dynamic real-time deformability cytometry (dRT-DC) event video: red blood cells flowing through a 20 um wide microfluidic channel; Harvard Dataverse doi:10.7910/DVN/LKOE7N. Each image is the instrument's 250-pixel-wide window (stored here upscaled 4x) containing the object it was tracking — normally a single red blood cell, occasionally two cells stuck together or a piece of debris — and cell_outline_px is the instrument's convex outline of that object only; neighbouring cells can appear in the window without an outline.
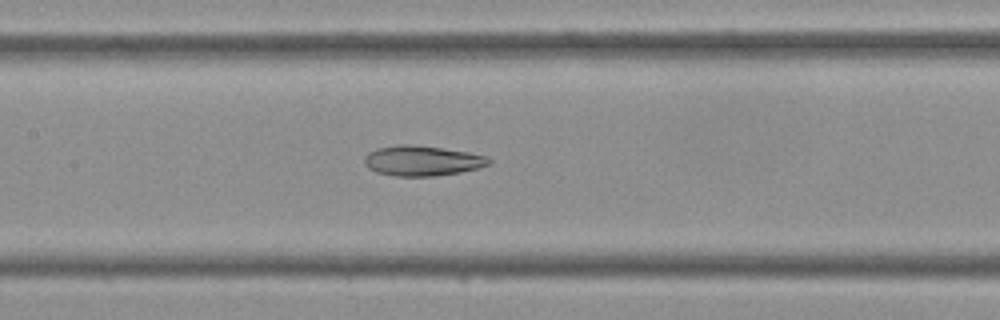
{"species": "Egyptian fruit bat (a non-hibernating species)", "species_latin": "Rousettus aegyptiacus", "temperature_condition": "cold", "stored_images_in_passage": 43, "camera_frame_rate_fps": 3000, "um_per_image_px": 0.085, "frame": {"image": 1, "passage_image": 20, "time_ms": 6.333, "image_size_px": [1000, 320], "cell_outline_px": [[492, 164], [460, 172], [432, 176], [396, 176], [376, 172], [368, 168], [364, 164], [364, 156], [368, 152], [376, 148], [400, 144], [408, 144], [440, 148], [468, 152], [488, 156], [492, 160]], "centroid_in_image_um": [35.87, 13.66], "position_along_channel_um": 171.5, "area_um2": 21.91}}
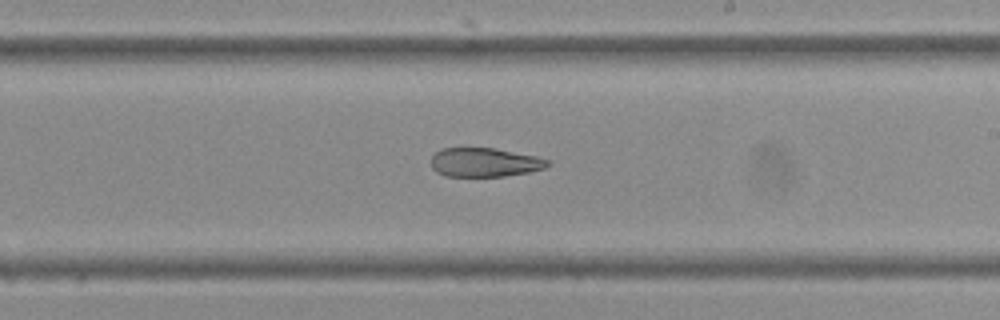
{"frame": {"image": 2, "passage_image": 25, "time_ms": 8.0, "image_size_px": [1000, 320], "cell_outline_px": [[552, 164], [544, 168], [528, 172], [504, 176], [444, 176], [436, 172], [432, 168], [432, 156], [440, 148], [496, 148], [536, 156], [552, 160]], "centroid_in_image_um": [41.22, 13.79], "position_along_channel_um": 247.8, "area_um2": 19.83}}
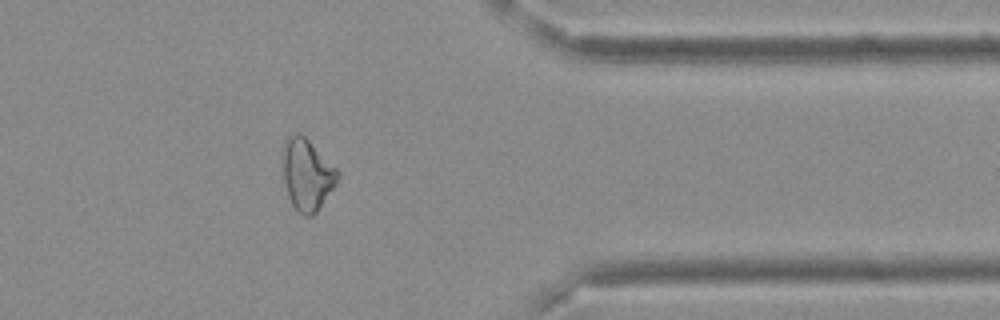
{"frame": {"image": 3, "passage_image": 35, "time_ms": 11.333, "image_size_px": [1000, 320], "cell_outline_px": [[340, 176], [336, 184], [316, 212], [312, 216], [304, 216], [296, 212], [288, 196], [280, 164], [284, 140], [288, 136], [296, 132], [300, 132], [340, 172]], "centroid_in_image_um": [26.05, 14.83], "position_along_channel_um": 385.3, "area_um2": 23.18}}